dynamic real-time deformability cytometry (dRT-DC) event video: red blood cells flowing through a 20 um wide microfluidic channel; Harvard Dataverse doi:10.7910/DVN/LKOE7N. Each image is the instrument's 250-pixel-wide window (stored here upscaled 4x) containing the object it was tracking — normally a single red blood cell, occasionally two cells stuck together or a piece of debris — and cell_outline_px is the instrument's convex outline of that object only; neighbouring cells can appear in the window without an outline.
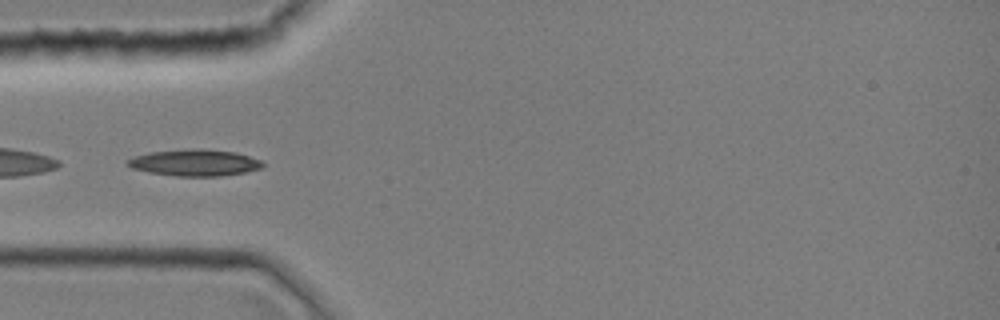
{"species": "common noctule bat (a hibernating species)", "species_latin": "Nyctalus noctula", "temperature_condition": "room temperature", "stored_images_in_passage": 14, "camera_frame_rate_fps": 3000, "um_per_image_px": 0.085, "animal": {"sex": "female", "body_mass_g": 19.0, "forearm_length_mm": 51.5}, "frame": {"image": 1, "passage_image": 12, "time_ms": 3.667, "image_size_px": [1000, 320], "cell_outline_px": [[264, 164], [260, 168], [244, 172], [220, 176], [176, 176], [148, 172], [132, 168], [124, 164], [128, 160], [136, 156], [148, 152], [192, 148], [200, 148], [236, 152], [260, 160]], "centroid_in_image_um": [16.51, 13.82], "position_along_channel_um": 68.5, "area_um2": 20.87}}